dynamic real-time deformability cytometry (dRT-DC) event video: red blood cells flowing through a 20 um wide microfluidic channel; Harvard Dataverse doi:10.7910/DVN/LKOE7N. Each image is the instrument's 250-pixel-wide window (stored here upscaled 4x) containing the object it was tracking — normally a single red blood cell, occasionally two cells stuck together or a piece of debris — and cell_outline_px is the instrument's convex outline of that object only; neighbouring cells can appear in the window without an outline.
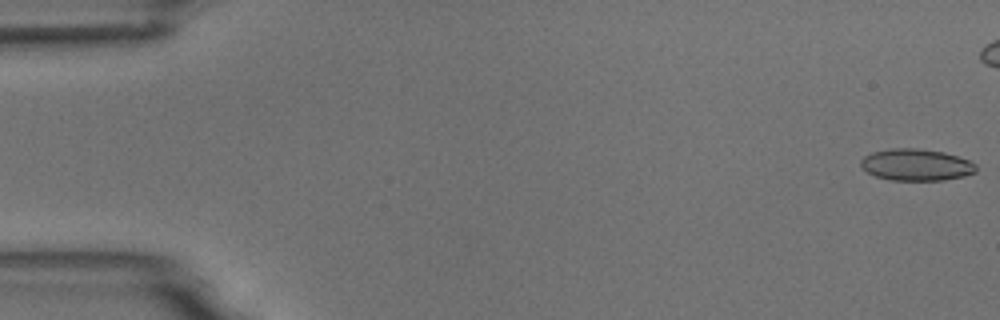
{"species": "common noctule bat (a hibernating species)", "species_latin": "Nyctalus noctula", "temperature_condition": "room temperature", "stored_images_in_passage": 7, "camera_frame_rate_fps": 3000, "um_per_image_px": 0.085, "animal": {"sex": "male", "body_mass_g": 18.8}, "frame": {"image": 1, "passage_image": 1, "time_ms": 0.0, "image_size_px": [1000, 320], "cell_outline_px": [[976, 172], [964, 176], [944, 180], [888, 180], [876, 176], [868, 172], [860, 164], [860, 160], [864, 156], [872, 152], [892, 148], [916, 148], [944, 152], [968, 160], [976, 164]], "centroid_in_image_um": [77.87, 14.01], "position_along_channel_um": 7.1, "area_um2": 21.27}}
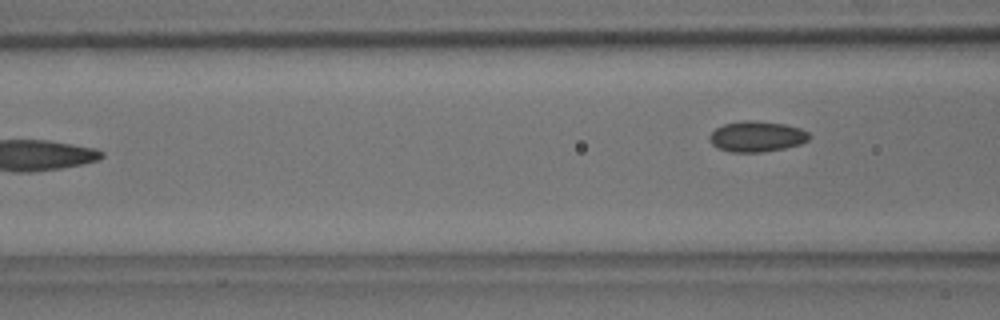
{"frame": {"image": 2, "passage_image": 7, "time_ms": 8.0, "image_size_px": [1000, 320], "cell_outline_px": [[812, 136], [808, 140], [800, 144], [784, 148], [764, 152], [732, 152], [716, 148], [708, 140], [708, 136], [716, 128], [724, 124], [744, 120], [756, 120], [784, 124], [800, 128], [808, 132]], "centroid_in_image_um": [64.31, 11.6], "position_along_channel_um": 102.3, "area_um2": 17.98}}